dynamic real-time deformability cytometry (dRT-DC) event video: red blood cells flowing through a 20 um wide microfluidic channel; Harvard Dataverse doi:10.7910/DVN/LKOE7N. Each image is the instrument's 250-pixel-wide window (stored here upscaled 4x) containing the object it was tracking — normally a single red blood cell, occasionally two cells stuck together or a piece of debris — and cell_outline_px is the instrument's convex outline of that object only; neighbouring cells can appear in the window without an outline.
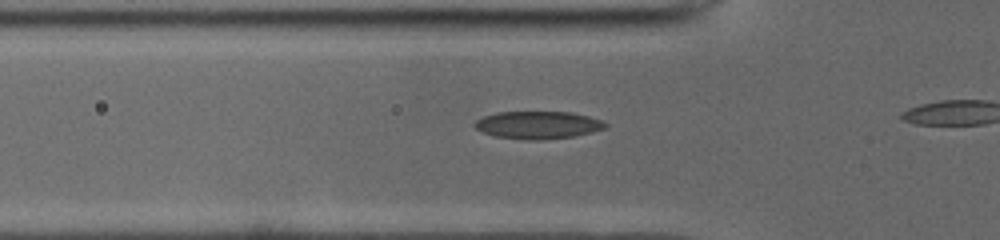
{"species": "common noctule bat (a hibernating species)", "species_latin": "Nyctalus noctula", "temperature_condition": "cold", "stored_images_in_passage": 9, "camera_frame_rate_fps": 3000, "um_per_image_px": 0.085, "animal": {"sex": "male", "body_mass_g": 19.0, "forearm_length_mm": 50.8}, "frame": {"image": 1, "passage_image": 4, "time_ms": 1.0, "image_size_px": [1000, 240], "cell_outline_px": [[608, 124], [604, 128], [592, 132], [572, 136], [540, 140], [528, 140], [496, 136], [484, 132], [476, 128], [472, 124], [476, 120], [484, 116], [496, 112], [572, 112], [588, 116], [600, 120]], "centroid_in_image_um": [45.71, 10.62], "position_along_channel_um": 80.1, "area_um2": 20.81}}
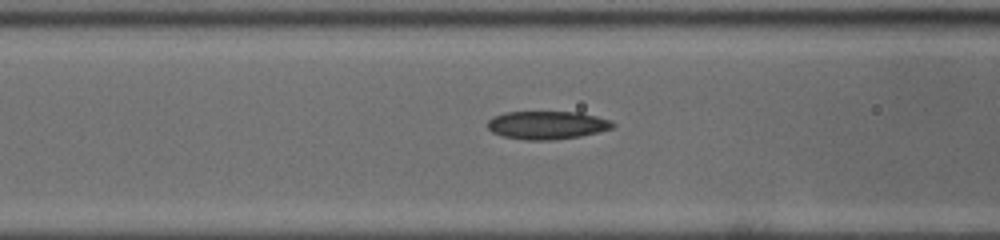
{"frame": {"image": 2, "passage_image": 7, "time_ms": 2.0, "image_size_px": [1000, 240], "cell_outline_px": [[616, 124], [612, 128], [580, 136], [552, 140], [524, 140], [500, 136], [492, 132], [488, 128], [488, 120], [492, 116], [504, 112], [580, 112], [612, 120]], "centroid_in_image_um": [46.47, 10.63], "position_along_channel_um": 120.1, "area_um2": 20.69}}